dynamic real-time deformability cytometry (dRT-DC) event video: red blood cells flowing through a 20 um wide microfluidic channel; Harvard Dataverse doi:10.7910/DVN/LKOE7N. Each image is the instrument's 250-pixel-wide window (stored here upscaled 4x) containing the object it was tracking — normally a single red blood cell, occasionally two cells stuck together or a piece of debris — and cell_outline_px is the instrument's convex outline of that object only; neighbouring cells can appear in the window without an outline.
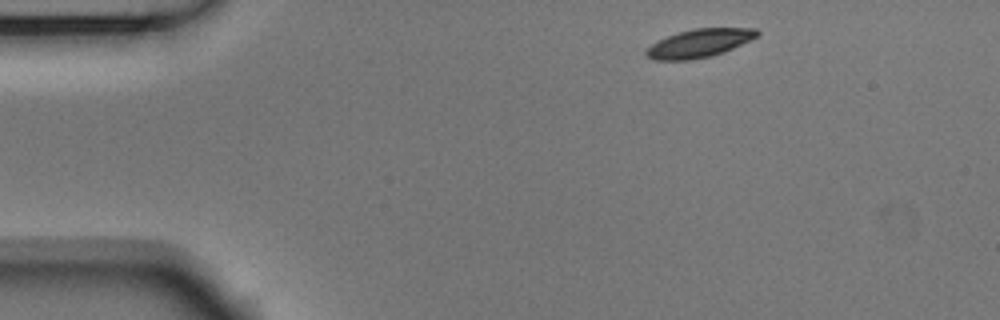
{"species": "Egyptian fruit bat (a non-hibernating species)", "species_latin": "Rousettus aegyptiacus", "temperature_condition": "room temperature", "stored_images_in_passage": 10, "camera_frame_rate_fps": 3000, "um_per_image_px": 0.085, "animal": {"sex": "male"}, "frame": {"image": 1, "passage_image": 1, "time_ms": 0.0, "image_size_px": [1000, 320], "cell_outline_px": [[760, 36], [724, 52], [712, 56], [692, 60], [652, 60], [644, 56], [644, 52], [652, 44], [668, 36], [692, 28], [756, 28], [760, 32]], "centroid_in_image_um": [59.46, 3.68], "position_along_channel_um": 25.5, "area_um2": 18.44}}